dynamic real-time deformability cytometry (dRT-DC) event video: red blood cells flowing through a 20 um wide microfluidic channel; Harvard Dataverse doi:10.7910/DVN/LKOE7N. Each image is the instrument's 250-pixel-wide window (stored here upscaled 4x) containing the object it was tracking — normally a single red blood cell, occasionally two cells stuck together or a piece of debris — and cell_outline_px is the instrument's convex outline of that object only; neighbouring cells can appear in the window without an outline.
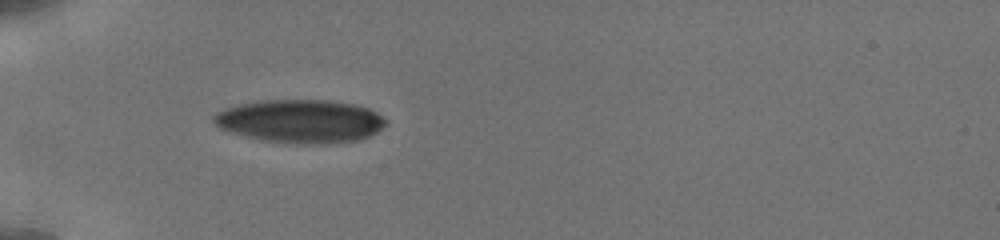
{"species": "human", "species_latin": "Homo sapiens", "temperature_condition": "cold", "stored_images_in_passage": 51, "camera_frame_rate_fps": 3000, "um_per_image_px": 0.085, "donor": {"sex": "male"}, "frame": {"image": 1, "passage_image": 4, "time_ms": 1.0, "image_size_px": [1000, 240], "cell_outline_px": [[384, 124], [376, 132], [360, 140], [320, 144], [288, 144], [264, 140], [232, 132], [220, 128], [212, 120], [212, 116], [216, 112], [224, 108], [240, 104], [260, 100], [328, 100], [356, 104], [368, 108], [376, 112], [384, 120]], "centroid_in_image_um": [25.5, 10.3], "position_along_channel_um": 59.5, "area_um2": 43.29}}
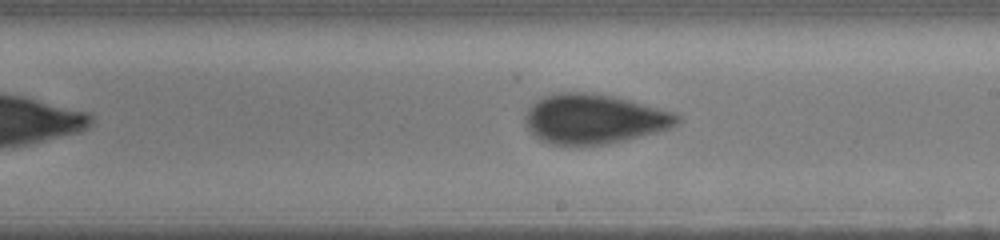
{"frame": {"image": 2, "passage_image": 18, "time_ms": 6.0, "image_size_px": [1000, 240], "cell_outline_px": [[680, 120], [676, 124], [668, 128], [656, 132], [608, 144], [552, 144], [540, 140], [524, 124], [524, 116], [528, 108], [536, 100], [544, 96], [560, 92], [588, 92], [612, 96], [676, 112], [680, 116]], "centroid_in_image_um": [50.47, 10.1], "position_along_channel_um": 238.5, "area_um2": 43.7}}
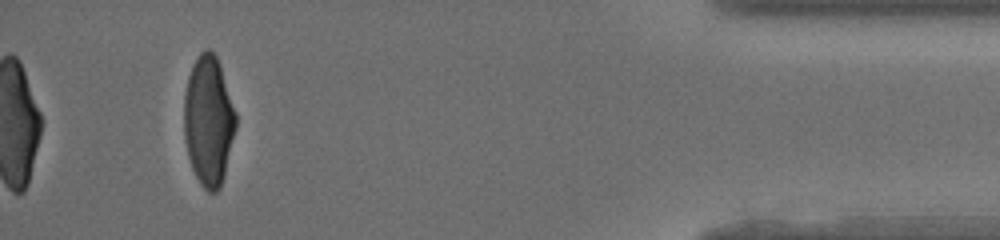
{"frame": {"image": 3, "passage_image": 51, "time_ms": 12.0, "image_size_px": [1000, 240], "cell_outline_px": [[236, 128], [224, 176], [220, 188], [216, 192], [208, 192], [200, 184], [192, 168], [188, 156], [184, 140], [184, 96], [188, 76], [192, 64], [196, 56], [204, 48], [208, 48], [216, 56], [236, 112]], "centroid_in_image_um": [17.71, 10.27], "position_along_channel_um": 417.5, "area_um2": 39.25}, "authors_computed_cell_mechanics": {"area_um2": 41.7316, "velocity_mm_per_s": 3.8536, "shape_relaxation_time_tau1_ms": 3.5842, "shape_relaxation_time_tau2_ms": 1.1947, "deformation_change_tau1": 0.1599, "deformation_change_tau2": 0.0651}}